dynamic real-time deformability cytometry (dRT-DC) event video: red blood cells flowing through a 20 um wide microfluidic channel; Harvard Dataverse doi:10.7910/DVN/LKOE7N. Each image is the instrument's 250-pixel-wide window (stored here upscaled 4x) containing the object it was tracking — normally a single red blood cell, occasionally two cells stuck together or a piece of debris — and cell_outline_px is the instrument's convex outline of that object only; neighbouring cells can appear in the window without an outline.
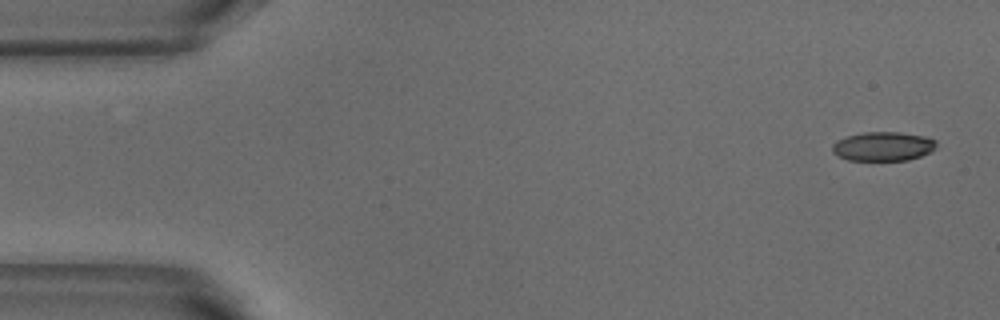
{"species": "common noctule bat (a hibernating species)", "species_latin": "Nyctalus noctula", "temperature_condition": "warm", "stored_images_in_passage": 5, "camera_frame_rate_fps": 3000, "um_per_image_px": 0.085, "animal": {"sex": "male", "body_mass_g": 18.8}, "frame": {"image": 1, "passage_image": 1, "time_ms": 0.0, "image_size_px": [1000, 320], "cell_outline_px": [[936, 148], [920, 156], [908, 160], [848, 160], [832, 152], [832, 144], [836, 140], [848, 136], [864, 132], [900, 132], [924, 136], [936, 140]], "centroid_in_image_um": [75.06, 12.43], "position_along_channel_um": 9.9, "area_um2": 17.57}}
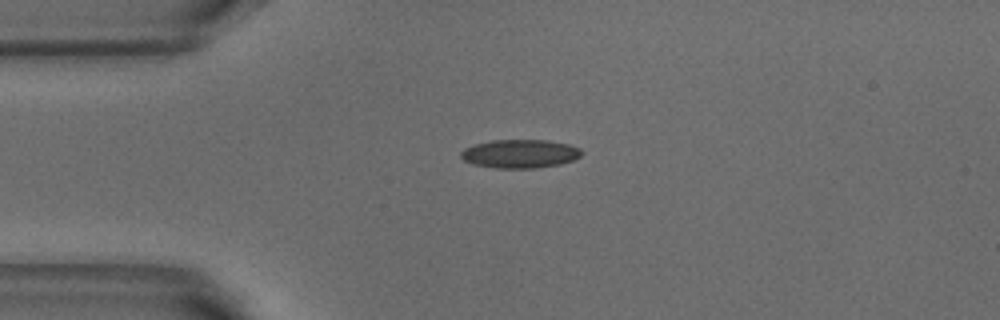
{"frame": {"image": 2, "passage_image": 3, "time_ms": 0.667, "image_size_px": [1000, 320], "cell_outline_px": [[584, 152], [580, 156], [572, 160], [560, 164], [536, 168], [496, 168], [472, 164], [464, 160], [460, 156], [460, 152], [464, 148], [476, 144], [492, 140], [548, 140], [568, 144], [580, 148]], "centroid_in_image_um": [44.2, 13.07], "position_along_channel_um": 40.8, "area_um2": 20.11}}